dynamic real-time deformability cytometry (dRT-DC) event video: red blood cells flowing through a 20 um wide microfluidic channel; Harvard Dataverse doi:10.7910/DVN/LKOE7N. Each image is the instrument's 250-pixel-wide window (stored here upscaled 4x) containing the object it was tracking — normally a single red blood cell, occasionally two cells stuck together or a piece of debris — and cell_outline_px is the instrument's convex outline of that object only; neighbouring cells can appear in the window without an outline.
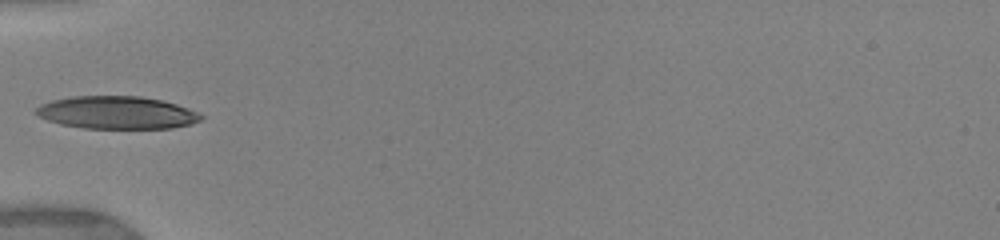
{"species": "human", "species_latin": "Homo sapiens", "temperature_condition": "warm", "stored_images_in_passage": 15, "camera_frame_rate_fps": 3000, "um_per_image_px": 0.085, "donor": {"sex": "female"}, "frame": {"image": 1, "passage_image": 1, "time_ms": 0.0, "image_size_px": [1000, 240], "cell_outline_px": [[204, 116], [200, 120], [192, 124], [172, 128], [84, 128], [60, 124], [48, 120], [32, 112], [40, 104], [52, 100], [72, 96], [140, 96], [160, 100], [176, 104], [200, 112]], "centroid_in_image_um": [9.93, 9.57], "position_along_channel_um": 75.1, "area_um2": 31.5}}